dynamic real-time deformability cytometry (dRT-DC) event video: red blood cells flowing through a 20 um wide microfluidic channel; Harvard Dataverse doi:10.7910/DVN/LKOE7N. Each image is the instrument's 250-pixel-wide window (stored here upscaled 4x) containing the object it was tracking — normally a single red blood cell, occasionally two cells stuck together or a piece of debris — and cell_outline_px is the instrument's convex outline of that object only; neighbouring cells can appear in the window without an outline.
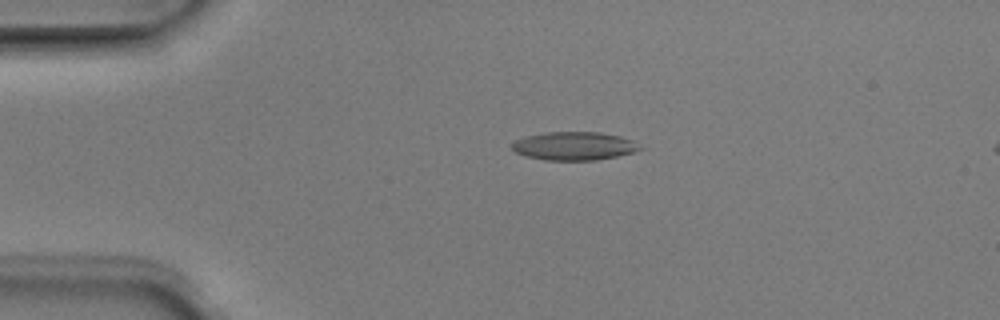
{"species": "Egyptian fruit bat (a non-hibernating species)", "species_latin": "Rousettus aegyptiacus", "temperature_condition": "room temperature", "stored_images_in_passage": 6, "segment_of_instrument_passage": [1, 2], "camera_frame_rate_fps": 3000, "um_per_image_px": 0.085, "animal": {"sex": "male"}, "frame": {"image": 1, "passage_image": 4, "time_ms": 1.0, "image_size_px": [1000, 320], "cell_outline_px": [[644, 148], [636, 152], [596, 160], [544, 160], [524, 156], [516, 152], [512, 148], [512, 144], [516, 140], [524, 136], [544, 132], [600, 132], [620, 136], [632, 140]], "centroid_in_image_um": [48.81, 12.41], "position_along_channel_um": 36.2, "area_um2": 21.27}}